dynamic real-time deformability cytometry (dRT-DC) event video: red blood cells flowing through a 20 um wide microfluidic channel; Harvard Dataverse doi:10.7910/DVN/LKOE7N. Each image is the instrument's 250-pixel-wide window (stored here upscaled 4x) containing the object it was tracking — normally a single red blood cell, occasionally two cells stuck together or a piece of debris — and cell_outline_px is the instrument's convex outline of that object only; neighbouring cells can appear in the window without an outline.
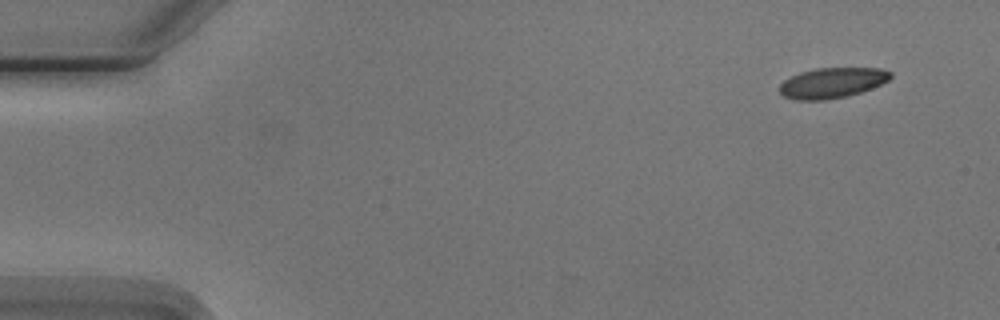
{"species": "Egyptian fruit bat (a non-hibernating species)", "species_latin": "Rousettus aegyptiacus", "temperature_condition": "cold", "stored_images_in_passage": 2, "camera_frame_rate_fps": 3000, "um_per_image_px": 0.085, "animal": {"sex": "male"}, "frame": {"image": 1, "passage_image": 2, "time_ms": 1.333, "image_size_px": [1000, 320], "cell_outline_px": [[892, 76], [888, 80], [872, 88], [848, 96], [824, 100], [796, 100], [784, 96], [780, 92], [780, 84], [784, 80], [800, 72], [816, 68], [880, 68], [892, 72]], "centroid_in_image_um": [70.74, 7.04], "position_along_channel_um": 14.3, "area_um2": 19.59}}